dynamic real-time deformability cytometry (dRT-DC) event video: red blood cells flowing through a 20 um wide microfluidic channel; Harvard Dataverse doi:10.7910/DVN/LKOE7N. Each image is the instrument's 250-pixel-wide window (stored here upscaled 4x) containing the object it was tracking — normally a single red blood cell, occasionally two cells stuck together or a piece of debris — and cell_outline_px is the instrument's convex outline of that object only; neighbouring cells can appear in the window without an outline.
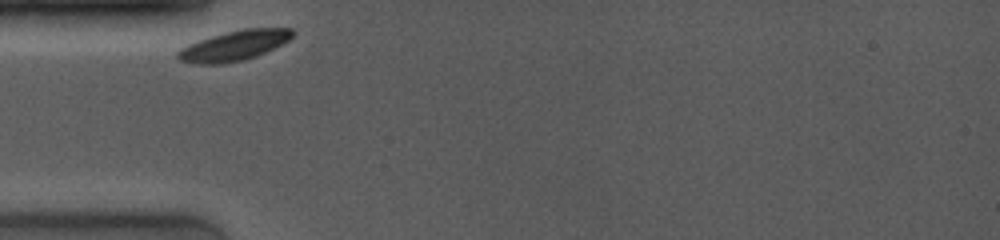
{"species": "common noctule bat (a hibernating species)", "species_latin": "Nyctalus noctula", "temperature_condition": "room temperature", "stored_images_in_passage": 2, "camera_frame_rate_fps": 4000, "um_per_image_px": 0.085, "animal": {"sex": "female", "body_mass_g": 19.0, "forearm_length_mm": 53.3}, "frame": {"image": 1, "passage_image": 1, "time_ms": 0.0, "image_size_px": [1000, 240], "cell_outline_px": [[296, 32], [288, 40], [256, 56], [244, 60], [220, 64], [196, 64], [180, 60], [176, 56], [176, 52], [188, 44], [224, 32], [244, 28], [292, 28]], "centroid_in_image_um": [19.89, 3.87], "position_along_channel_um": 65.1, "area_um2": 19.94}}